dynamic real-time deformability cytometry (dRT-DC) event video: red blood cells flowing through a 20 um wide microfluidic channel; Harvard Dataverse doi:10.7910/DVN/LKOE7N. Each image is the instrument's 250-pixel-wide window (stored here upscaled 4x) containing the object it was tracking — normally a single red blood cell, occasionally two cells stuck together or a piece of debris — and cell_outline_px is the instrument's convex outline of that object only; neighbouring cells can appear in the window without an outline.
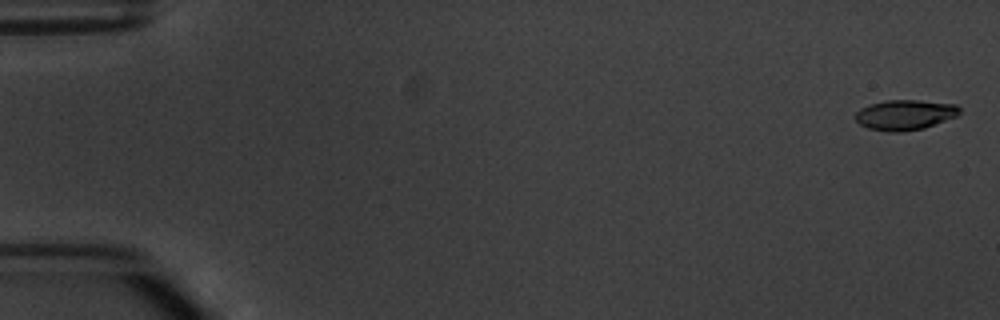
{"species": "common noctule bat (a hibernating species)", "species_latin": "Nyctalus noctula", "temperature_condition": "warm", "stored_images_in_passage": 7, "camera_frame_rate_fps": 3000, "um_per_image_px": 0.085, "animal": {"sex": "male", "body_mass_g": 20.1, "forearm_length_mm": 53.5}, "frame": {"image": 1, "passage_image": 1, "time_ms": 0.0, "image_size_px": [1000, 320], "cell_outline_px": [[960, 112], [956, 116], [924, 128], [900, 132], [888, 132], [868, 128], [860, 124], [856, 120], [856, 112], [860, 108], [884, 100], [916, 100], [956, 104], [960, 108]], "centroid_in_image_um": [76.91, 9.76], "position_along_channel_um": 8.1, "area_um2": 18.21}}
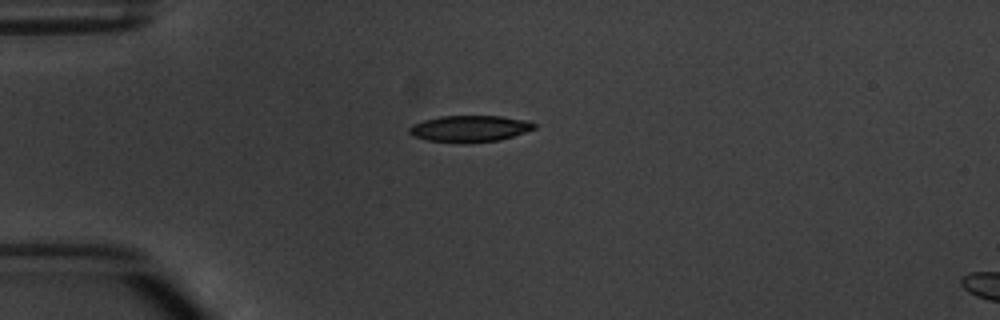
{"frame": {"image": 2, "passage_image": 4, "time_ms": 4.333, "image_size_px": [1000, 320], "cell_outline_px": [[536, 128], [500, 140], [428, 140], [412, 136], [408, 132], [408, 128], [412, 124], [424, 120], [440, 116], [500, 116], [528, 120], [536, 124]], "centroid_in_image_um": [39.93, 10.88], "position_along_channel_um": 45.1, "area_um2": 18.44}}
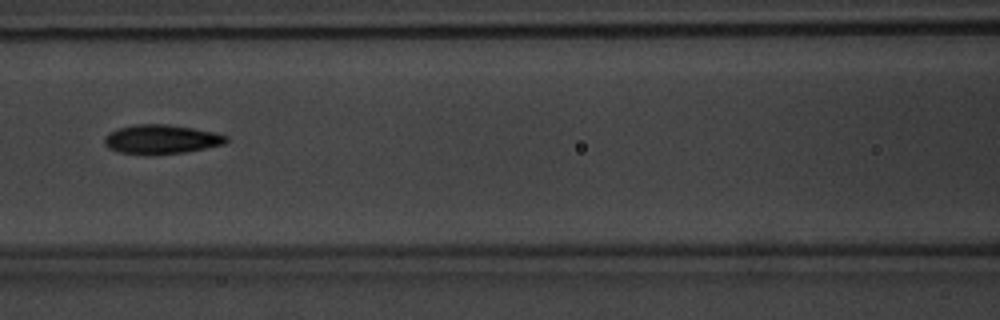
{"frame": {"image": 3, "passage_image": 7, "time_ms": 7.667, "image_size_px": [1000, 320], "cell_outline_px": [[228, 140], [224, 144], [184, 152], [120, 152], [108, 148], [104, 144], [104, 136], [108, 132], [120, 128], [136, 124], [168, 124], [216, 132], [228, 136]], "centroid_in_image_um": [13.72, 11.79], "position_along_channel_um": 152.9, "area_um2": 20.0}}